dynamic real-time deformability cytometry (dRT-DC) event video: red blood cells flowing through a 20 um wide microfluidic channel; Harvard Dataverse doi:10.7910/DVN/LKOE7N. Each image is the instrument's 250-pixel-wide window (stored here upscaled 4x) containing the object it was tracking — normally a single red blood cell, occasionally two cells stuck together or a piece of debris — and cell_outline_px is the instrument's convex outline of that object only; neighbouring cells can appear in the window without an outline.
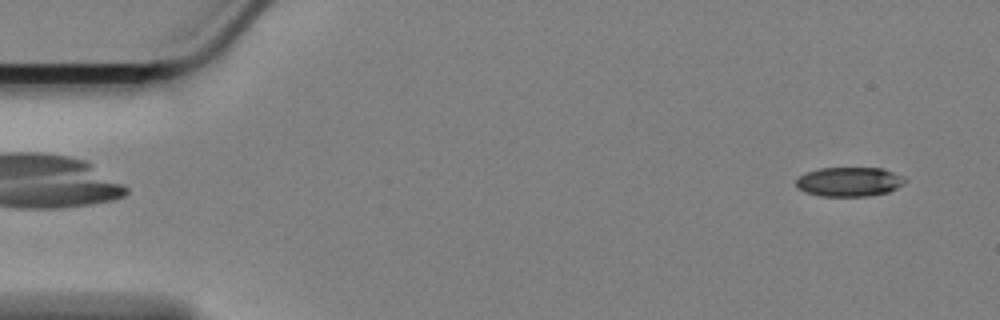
{"species": "Egyptian fruit bat (a non-hibernating species)", "species_latin": "Rousettus aegyptiacus", "temperature_condition": "cold", "stored_images_in_passage": 8, "camera_frame_rate_fps": 3000, "um_per_image_px": 0.085, "animal": {"sex": "female"}, "frame": {"image": 1, "passage_image": 3, "time_ms": 0.667, "image_size_px": [1000, 320], "cell_outline_px": [[908, 180], [904, 184], [888, 192], [868, 196], [820, 196], [804, 192], [796, 188], [796, 180], [804, 172], [820, 168], [884, 168]], "centroid_in_image_um": [72.15, 15.45], "position_along_channel_um": 12.9, "area_um2": 18.73}}